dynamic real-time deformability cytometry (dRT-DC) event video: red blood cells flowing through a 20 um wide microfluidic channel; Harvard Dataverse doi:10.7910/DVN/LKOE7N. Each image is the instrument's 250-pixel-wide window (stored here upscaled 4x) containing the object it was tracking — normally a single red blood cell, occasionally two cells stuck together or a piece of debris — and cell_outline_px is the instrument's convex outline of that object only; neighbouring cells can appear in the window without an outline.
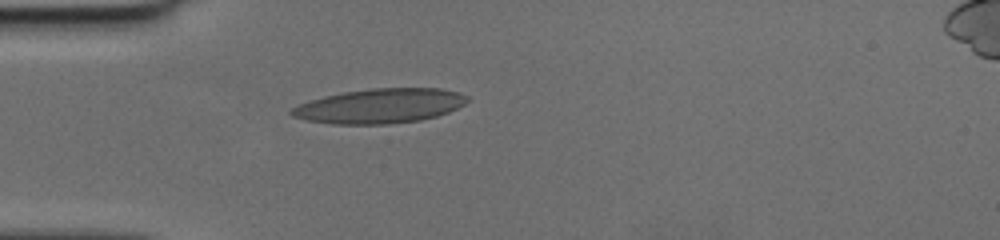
{"species": "human", "species_latin": "Homo sapiens", "temperature_condition": "cold", "stored_images_in_passage": 36, "camera_frame_rate_fps": 3000, "um_per_image_px": 0.085, "donor": {"sex": "female"}, "frame": {"image": 1, "passage_image": 1, "time_ms": 0.0, "image_size_px": [1000, 240], "cell_outline_px": [[468, 100], [464, 104], [448, 112], [436, 116], [420, 120], [388, 124], [332, 124], [308, 120], [292, 116], [288, 112], [296, 104], [308, 100], [324, 96], [344, 92], [368, 88], [440, 88], [460, 92], [468, 96]], "centroid_in_image_um": [32.26, 9.0], "position_along_channel_um": 52.7, "area_um2": 35.6}}
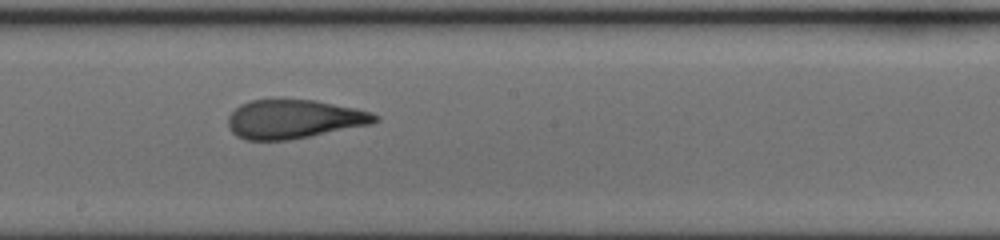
{"frame": {"image": 2, "passage_image": 14, "time_ms": 4.333, "image_size_px": [1000, 240], "cell_outline_px": [[380, 120], [372, 124], [288, 140], [244, 140], [236, 136], [228, 128], [228, 116], [240, 104], [252, 100], [316, 100], [356, 108], [372, 112], [380, 116]], "centroid_in_image_um": [25.0, 10.13], "position_along_channel_um": 223.2, "area_um2": 33.29}}
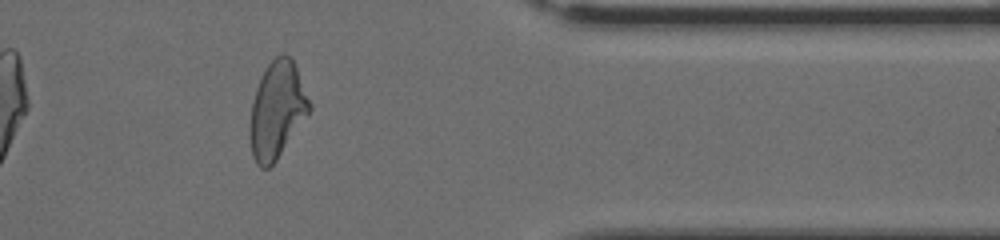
{"frame": {"image": 3, "passage_image": 27, "time_ms": 8.667, "image_size_px": [1000, 240], "cell_outline_px": [[312, 108], [276, 160], [268, 168], [260, 168], [256, 164], [252, 156], [248, 132], [248, 128], [252, 104], [256, 88], [268, 64], [280, 52], [284, 52], [292, 60], [296, 68], [312, 104]], "centroid_in_image_um": [23.52, 9.37], "position_along_channel_um": 387.9, "area_um2": 33.35}}